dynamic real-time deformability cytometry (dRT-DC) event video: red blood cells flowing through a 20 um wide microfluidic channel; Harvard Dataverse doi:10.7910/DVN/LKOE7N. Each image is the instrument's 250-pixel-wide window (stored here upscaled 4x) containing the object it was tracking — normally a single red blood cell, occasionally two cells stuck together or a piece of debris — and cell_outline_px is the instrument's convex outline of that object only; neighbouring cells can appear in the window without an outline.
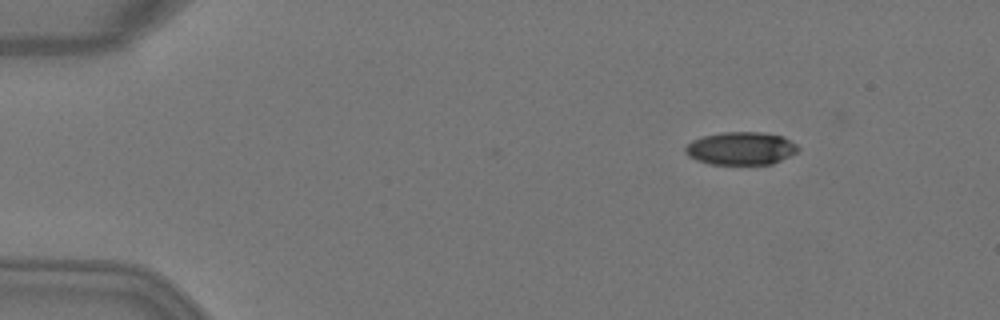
{"species": "Egyptian fruit bat (a non-hibernating species)", "species_latin": "Rousettus aegyptiacus", "temperature_condition": "warm", "stored_images_in_passage": 3, "camera_frame_rate_fps": 3000, "um_per_image_px": 0.085, "animal": {"sex": "female"}, "frame": {"image": 1, "passage_image": 1, "time_ms": 0.0, "image_size_px": [1000, 320], "cell_outline_px": [[800, 148], [796, 152], [772, 164], [712, 164], [696, 160], [688, 156], [684, 152], [684, 148], [692, 140], [704, 136], [724, 132], [760, 132], [784, 136], [796, 144]], "centroid_in_image_um": [62.97, 12.61], "position_along_channel_um": 22.0, "area_um2": 21.56}}
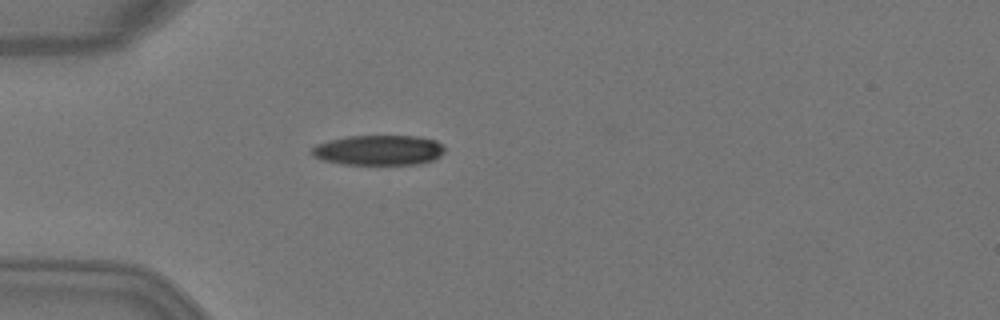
{"frame": {"image": 2, "passage_image": 3, "time_ms": 0.667, "image_size_px": [1000, 320], "cell_outline_px": [[444, 152], [440, 156], [432, 160], [420, 164], [340, 164], [320, 160], [312, 156], [312, 148], [316, 144], [328, 140], [348, 136], [416, 136], [436, 140], [444, 148]], "centroid_in_image_um": [32.15, 12.76], "position_along_channel_um": 52.8, "area_um2": 23.41}}